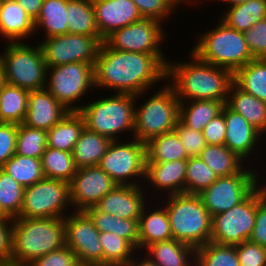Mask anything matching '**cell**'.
<instances>
[{
    "instance_id": "cell-1",
    "label": "cell",
    "mask_w": 266,
    "mask_h": 266,
    "mask_svg": "<svg viewBox=\"0 0 266 266\" xmlns=\"http://www.w3.org/2000/svg\"><path fill=\"white\" fill-rule=\"evenodd\" d=\"M168 61L165 55L111 49L102 42L94 65L95 87L146 94L157 82L167 80Z\"/></svg>"
},
{
    "instance_id": "cell-2",
    "label": "cell",
    "mask_w": 266,
    "mask_h": 266,
    "mask_svg": "<svg viewBox=\"0 0 266 266\" xmlns=\"http://www.w3.org/2000/svg\"><path fill=\"white\" fill-rule=\"evenodd\" d=\"M190 55L192 59L188 62L169 60L167 63V81L176 97L179 101L216 100L226 104L233 73L201 61L192 52Z\"/></svg>"
},
{
    "instance_id": "cell-3",
    "label": "cell",
    "mask_w": 266,
    "mask_h": 266,
    "mask_svg": "<svg viewBox=\"0 0 266 266\" xmlns=\"http://www.w3.org/2000/svg\"><path fill=\"white\" fill-rule=\"evenodd\" d=\"M65 245L64 218H13L11 266H27Z\"/></svg>"
},
{
    "instance_id": "cell-4",
    "label": "cell",
    "mask_w": 266,
    "mask_h": 266,
    "mask_svg": "<svg viewBox=\"0 0 266 266\" xmlns=\"http://www.w3.org/2000/svg\"><path fill=\"white\" fill-rule=\"evenodd\" d=\"M141 95L115 93L110 97L98 98L91 103H83L78 111L84 118L85 127L93 132L110 138L112 141L120 140L119 135L130 132L134 138V122L136 101ZM138 98V99H137ZM132 132V133H131ZM118 135V136H117Z\"/></svg>"
},
{
    "instance_id": "cell-5",
    "label": "cell",
    "mask_w": 266,
    "mask_h": 266,
    "mask_svg": "<svg viewBox=\"0 0 266 266\" xmlns=\"http://www.w3.org/2000/svg\"><path fill=\"white\" fill-rule=\"evenodd\" d=\"M162 201L166 203L173 239L195 249L211 242L212 217L198 195H169Z\"/></svg>"
},
{
    "instance_id": "cell-6",
    "label": "cell",
    "mask_w": 266,
    "mask_h": 266,
    "mask_svg": "<svg viewBox=\"0 0 266 266\" xmlns=\"http://www.w3.org/2000/svg\"><path fill=\"white\" fill-rule=\"evenodd\" d=\"M212 30L199 34L191 52L201 61L230 70L233 74L255 59L244 34L227 26L221 20Z\"/></svg>"
},
{
    "instance_id": "cell-7",
    "label": "cell",
    "mask_w": 266,
    "mask_h": 266,
    "mask_svg": "<svg viewBox=\"0 0 266 266\" xmlns=\"http://www.w3.org/2000/svg\"><path fill=\"white\" fill-rule=\"evenodd\" d=\"M23 42L5 43L0 54L4 82L27 91L43 89L48 67L42 48L40 44L34 46Z\"/></svg>"
},
{
    "instance_id": "cell-8",
    "label": "cell",
    "mask_w": 266,
    "mask_h": 266,
    "mask_svg": "<svg viewBox=\"0 0 266 266\" xmlns=\"http://www.w3.org/2000/svg\"><path fill=\"white\" fill-rule=\"evenodd\" d=\"M161 85L144 104L135 108L134 138L144 143L173 131L179 120L180 101L174 89L168 83Z\"/></svg>"
},
{
    "instance_id": "cell-9",
    "label": "cell",
    "mask_w": 266,
    "mask_h": 266,
    "mask_svg": "<svg viewBox=\"0 0 266 266\" xmlns=\"http://www.w3.org/2000/svg\"><path fill=\"white\" fill-rule=\"evenodd\" d=\"M94 65L76 62L48 67L45 88L67 110L79 111L81 97L87 96L88 90L95 89ZM74 103L77 104L72 106Z\"/></svg>"
},
{
    "instance_id": "cell-10",
    "label": "cell",
    "mask_w": 266,
    "mask_h": 266,
    "mask_svg": "<svg viewBox=\"0 0 266 266\" xmlns=\"http://www.w3.org/2000/svg\"><path fill=\"white\" fill-rule=\"evenodd\" d=\"M98 166L117 185L139 186L138 178L145 180L146 147L136 138L121 143L114 140L108 146ZM140 183V184H139Z\"/></svg>"
},
{
    "instance_id": "cell-11",
    "label": "cell",
    "mask_w": 266,
    "mask_h": 266,
    "mask_svg": "<svg viewBox=\"0 0 266 266\" xmlns=\"http://www.w3.org/2000/svg\"><path fill=\"white\" fill-rule=\"evenodd\" d=\"M70 206L69 183L43 178L24 189L22 208L16 218H64Z\"/></svg>"
},
{
    "instance_id": "cell-12",
    "label": "cell",
    "mask_w": 266,
    "mask_h": 266,
    "mask_svg": "<svg viewBox=\"0 0 266 266\" xmlns=\"http://www.w3.org/2000/svg\"><path fill=\"white\" fill-rule=\"evenodd\" d=\"M259 173L244 167L239 173L218 177L208 188L202 190L200 197L211 217L228 211L242 202L259 184Z\"/></svg>"
},
{
    "instance_id": "cell-13",
    "label": "cell",
    "mask_w": 266,
    "mask_h": 266,
    "mask_svg": "<svg viewBox=\"0 0 266 266\" xmlns=\"http://www.w3.org/2000/svg\"><path fill=\"white\" fill-rule=\"evenodd\" d=\"M257 187L232 209L212 217L211 242L235 246L250 239L255 225Z\"/></svg>"
},
{
    "instance_id": "cell-14",
    "label": "cell",
    "mask_w": 266,
    "mask_h": 266,
    "mask_svg": "<svg viewBox=\"0 0 266 266\" xmlns=\"http://www.w3.org/2000/svg\"><path fill=\"white\" fill-rule=\"evenodd\" d=\"M162 26L154 18L141 17L135 23L113 31L104 39V43L116 50L165 55L161 46L167 36Z\"/></svg>"
},
{
    "instance_id": "cell-15",
    "label": "cell",
    "mask_w": 266,
    "mask_h": 266,
    "mask_svg": "<svg viewBox=\"0 0 266 266\" xmlns=\"http://www.w3.org/2000/svg\"><path fill=\"white\" fill-rule=\"evenodd\" d=\"M40 42L47 67L84 62L95 63L104 40L100 36L64 34Z\"/></svg>"
},
{
    "instance_id": "cell-16",
    "label": "cell",
    "mask_w": 266,
    "mask_h": 266,
    "mask_svg": "<svg viewBox=\"0 0 266 266\" xmlns=\"http://www.w3.org/2000/svg\"><path fill=\"white\" fill-rule=\"evenodd\" d=\"M64 217L66 246L76 255L78 263L103 266L100 231L84 211H71Z\"/></svg>"
},
{
    "instance_id": "cell-17",
    "label": "cell",
    "mask_w": 266,
    "mask_h": 266,
    "mask_svg": "<svg viewBox=\"0 0 266 266\" xmlns=\"http://www.w3.org/2000/svg\"><path fill=\"white\" fill-rule=\"evenodd\" d=\"M117 183L110 178L99 166L78 168L75 175L69 182L70 207L73 211H84L96 204L111 190Z\"/></svg>"
},
{
    "instance_id": "cell-18",
    "label": "cell",
    "mask_w": 266,
    "mask_h": 266,
    "mask_svg": "<svg viewBox=\"0 0 266 266\" xmlns=\"http://www.w3.org/2000/svg\"><path fill=\"white\" fill-rule=\"evenodd\" d=\"M141 186L117 185L95 207L101 212L118 216L121 219L139 220L144 206H150L146 198L148 197L146 196L147 189Z\"/></svg>"
},
{
    "instance_id": "cell-19",
    "label": "cell",
    "mask_w": 266,
    "mask_h": 266,
    "mask_svg": "<svg viewBox=\"0 0 266 266\" xmlns=\"http://www.w3.org/2000/svg\"><path fill=\"white\" fill-rule=\"evenodd\" d=\"M99 35L104 40L142 17L132 0H92Z\"/></svg>"
},
{
    "instance_id": "cell-20",
    "label": "cell",
    "mask_w": 266,
    "mask_h": 266,
    "mask_svg": "<svg viewBox=\"0 0 266 266\" xmlns=\"http://www.w3.org/2000/svg\"><path fill=\"white\" fill-rule=\"evenodd\" d=\"M224 119L226 122L224 145L250 165L249 158H252L250 155L252 156L255 146L259 145V140L262 141V133L226 104L224 105Z\"/></svg>"
},
{
    "instance_id": "cell-21",
    "label": "cell",
    "mask_w": 266,
    "mask_h": 266,
    "mask_svg": "<svg viewBox=\"0 0 266 266\" xmlns=\"http://www.w3.org/2000/svg\"><path fill=\"white\" fill-rule=\"evenodd\" d=\"M67 110L46 88L29 91L28 109L24 125L49 130L67 113Z\"/></svg>"
},
{
    "instance_id": "cell-22",
    "label": "cell",
    "mask_w": 266,
    "mask_h": 266,
    "mask_svg": "<svg viewBox=\"0 0 266 266\" xmlns=\"http://www.w3.org/2000/svg\"><path fill=\"white\" fill-rule=\"evenodd\" d=\"M188 159L170 162H146L145 178L153 190L166 196L185 193V176ZM151 182V183H150ZM152 186V187H151ZM162 190V191H161Z\"/></svg>"
},
{
    "instance_id": "cell-23",
    "label": "cell",
    "mask_w": 266,
    "mask_h": 266,
    "mask_svg": "<svg viewBox=\"0 0 266 266\" xmlns=\"http://www.w3.org/2000/svg\"><path fill=\"white\" fill-rule=\"evenodd\" d=\"M158 205H156L154 210L145 205L139 217L138 250L141 253V249L144 251L147 246L154 242L173 239L168 212L164 205H161V208Z\"/></svg>"
},
{
    "instance_id": "cell-24",
    "label": "cell",
    "mask_w": 266,
    "mask_h": 266,
    "mask_svg": "<svg viewBox=\"0 0 266 266\" xmlns=\"http://www.w3.org/2000/svg\"><path fill=\"white\" fill-rule=\"evenodd\" d=\"M32 33V34H31ZM35 34L34 21L16 0H2L0 4V35L7 42L21 40Z\"/></svg>"
},
{
    "instance_id": "cell-25",
    "label": "cell",
    "mask_w": 266,
    "mask_h": 266,
    "mask_svg": "<svg viewBox=\"0 0 266 266\" xmlns=\"http://www.w3.org/2000/svg\"><path fill=\"white\" fill-rule=\"evenodd\" d=\"M144 250L157 266H195L196 249L175 239L154 242Z\"/></svg>"
},
{
    "instance_id": "cell-26",
    "label": "cell",
    "mask_w": 266,
    "mask_h": 266,
    "mask_svg": "<svg viewBox=\"0 0 266 266\" xmlns=\"http://www.w3.org/2000/svg\"><path fill=\"white\" fill-rule=\"evenodd\" d=\"M226 105L242 115L251 125L266 135V102L245 93L234 83L230 86Z\"/></svg>"
},
{
    "instance_id": "cell-27",
    "label": "cell",
    "mask_w": 266,
    "mask_h": 266,
    "mask_svg": "<svg viewBox=\"0 0 266 266\" xmlns=\"http://www.w3.org/2000/svg\"><path fill=\"white\" fill-rule=\"evenodd\" d=\"M84 127L83 116L78 111H69L56 125L47 130V147L73 152Z\"/></svg>"
},
{
    "instance_id": "cell-28",
    "label": "cell",
    "mask_w": 266,
    "mask_h": 266,
    "mask_svg": "<svg viewBox=\"0 0 266 266\" xmlns=\"http://www.w3.org/2000/svg\"><path fill=\"white\" fill-rule=\"evenodd\" d=\"M111 142L110 138L84 127L72 152L76 167L98 166Z\"/></svg>"
},
{
    "instance_id": "cell-29",
    "label": "cell",
    "mask_w": 266,
    "mask_h": 266,
    "mask_svg": "<svg viewBox=\"0 0 266 266\" xmlns=\"http://www.w3.org/2000/svg\"><path fill=\"white\" fill-rule=\"evenodd\" d=\"M225 104L216 100L180 101L179 120L192 130L202 132L221 113Z\"/></svg>"
},
{
    "instance_id": "cell-30",
    "label": "cell",
    "mask_w": 266,
    "mask_h": 266,
    "mask_svg": "<svg viewBox=\"0 0 266 266\" xmlns=\"http://www.w3.org/2000/svg\"><path fill=\"white\" fill-rule=\"evenodd\" d=\"M67 2L43 0L39 16L34 22L35 34L39 29H43L45 38L68 34Z\"/></svg>"
},
{
    "instance_id": "cell-31",
    "label": "cell",
    "mask_w": 266,
    "mask_h": 266,
    "mask_svg": "<svg viewBox=\"0 0 266 266\" xmlns=\"http://www.w3.org/2000/svg\"><path fill=\"white\" fill-rule=\"evenodd\" d=\"M220 17L227 26L244 33L258 21L266 18V0H248L226 7Z\"/></svg>"
},
{
    "instance_id": "cell-32",
    "label": "cell",
    "mask_w": 266,
    "mask_h": 266,
    "mask_svg": "<svg viewBox=\"0 0 266 266\" xmlns=\"http://www.w3.org/2000/svg\"><path fill=\"white\" fill-rule=\"evenodd\" d=\"M29 91L4 83L0 89V123H24Z\"/></svg>"
},
{
    "instance_id": "cell-33",
    "label": "cell",
    "mask_w": 266,
    "mask_h": 266,
    "mask_svg": "<svg viewBox=\"0 0 266 266\" xmlns=\"http://www.w3.org/2000/svg\"><path fill=\"white\" fill-rule=\"evenodd\" d=\"M233 83L245 93L266 102V61L253 59L233 74Z\"/></svg>"
},
{
    "instance_id": "cell-34",
    "label": "cell",
    "mask_w": 266,
    "mask_h": 266,
    "mask_svg": "<svg viewBox=\"0 0 266 266\" xmlns=\"http://www.w3.org/2000/svg\"><path fill=\"white\" fill-rule=\"evenodd\" d=\"M145 147L146 162H170L189 158L175 130L148 140Z\"/></svg>"
},
{
    "instance_id": "cell-35",
    "label": "cell",
    "mask_w": 266,
    "mask_h": 266,
    "mask_svg": "<svg viewBox=\"0 0 266 266\" xmlns=\"http://www.w3.org/2000/svg\"><path fill=\"white\" fill-rule=\"evenodd\" d=\"M199 157L218 177L237 174L247 166L243 159L225 145L207 144Z\"/></svg>"
},
{
    "instance_id": "cell-36",
    "label": "cell",
    "mask_w": 266,
    "mask_h": 266,
    "mask_svg": "<svg viewBox=\"0 0 266 266\" xmlns=\"http://www.w3.org/2000/svg\"><path fill=\"white\" fill-rule=\"evenodd\" d=\"M66 12L68 33L100 36L92 0H68Z\"/></svg>"
},
{
    "instance_id": "cell-37",
    "label": "cell",
    "mask_w": 266,
    "mask_h": 266,
    "mask_svg": "<svg viewBox=\"0 0 266 266\" xmlns=\"http://www.w3.org/2000/svg\"><path fill=\"white\" fill-rule=\"evenodd\" d=\"M45 178L70 182L77 172L73 153L47 147L41 157Z\"/></svg>"
},
{
    "instance_id": "cell-38",
    "label": "cell",
    "mask_w": 266,
    "mask_h": 266,
    "mask_svg": "<svg viewBox=\"0 0 266 266\" xmlns=\"http://www.w3.org/2000/svg\"><path fill=\"white\" fill-rule=\"evenodd\" d=\"M1 169L24 188L45 178L41 158L14 154Z\"/></svg>"
},
{
    "instance_id": "cell-39",
    "label": "cell",
    "mask_w": 266,
    "mask_h": 266,
    "mask_svg": "<svg viewBox=\"0 0 266 266\" xmlns=\"http://www.w3.org/2000/svg\"><path fill=\"white\" fill-rule=\"evenodd\" d=\"M103 266H125L138 251L128 240L112 232H100Z\"/></svg>"
},
{
    "instance_id": "cell-40",
    "label": "cell",
    "mask_w": 266,
    "mask_h": 266,
    "mask_svg": "<svg viewBox=\"0 0 266 266\" xmlns=\"http://www.w3.org/2000/svg\"><path fill=\"white\" fill-rule=\"evenodd\" d=\"M195 266H240L235 246L213 242L196 248Z\"/></svg>"
},
{
    "instance_id": "cell-41",
    "label": "cell",
    "mask_w": 266,
    "mask_h": 266,
    "mask_svg": "<svg viewBox=\"0 0 266 266\" xmlns=\"http://www.w3.org/2000/svg\"><path fill=\"white\" fill-rule=\"evenodd\" d=\"M24 189L0 168V210L5 216L13 219L20 215Z\"/></svg>"
},
{
    "instance_id": "cell-42",
    "label": "cell",
    "mask_w": 266,
    "mask_h": 266,
    "mask_svg": "<svg viewBox=\"0 0 266 266\" xmlns=\"http://www.w3.org/2000/svg\"><path fill=\"white\" fill-rule=\"evenodd\" d=\"M47 131L17 124L15 153L21 156L41 158L47 148Z\"/></svg>"
},
{
    "instance_id": "cell-43",
    "label": "cell",
    "mask_w": 266,
    "mask_h": 266,
    "mask_svg": "<svg viewBox=\"0 0 266 266\" xmlns=\"http://www.w3.org/2000/svg\"><path fill=\"white\" fill-rule=\"evenodd\" d=\"M218 176L200 157H189L185 176V193L198 195L211 186Z\"/></svg>"
},
{
    "instance_id": "cell-44",
    "label": "cell",
    "mask_w": 266,
    "mask_h": 266,
    "mask_svg": "<svg viewBox=\"0 0 266 266\" xmlns=\"http://www.w3.org/2000/svg\"><path fill=\"white\" fill-rule=\"evenodd\" d=\"M257 186V210L250 241L266 247V182Z\"/></svg>"
},
{
    "instance_id": "cell-45",
    "label": "cell",
    "mask_w": 266,
    "mask_h": 266,
    "mask_svg": "<svg viewBox=\"0 0 266 266\" xmlns=\"http://www.w3.org/2000/svg\"><path fill=\"white\" fill-rule=\"evenodd\" d=\"M188 157H199L202 150L206 147V141L202 132L192 130L185 126L180 120L177 121L174 129Z\"/></svg>"
},
{
    "instance_id": "cell-46",
    "label": "cell",
    "mask_w": 266,
    "mask_h": 266,
    "mask_svg": "<svg viewBox=\"0 0 266 266\" xmlns=\"http://www.w3.org/2000/svg\"><path fill=\"white\" fill-rule=\"evenodd\" d=\"M235 248L240 266H266V247L246 240Z\"/></svg>"
},
{
    "instance_id": "cell-47",
    "label": "cell",
    "mask_w": 266,
    "mask_h": 266,
    "mask_svg": "<svg viewBox=\"0 0 266 266\" xmlns=\"http://www.w3.org/2000/svg\"><path fill=\"white\" fill-rule=\"evenodd\" d=\"M243 34L253 57L264 58L266 56V18L255 23Z\"/></svg>"
},
{
    "instance_id": "cell-48",
    "label": "cell",
    "mask_w": 266,
    "mask_h": 266,
    "mask_svg": "<svg viewBox=\"0 0 266 266\" xmlns=\"http://www.w3.org/2000/svg\"><path fill=\"white\" fill-rule=\"evenodd\" d=\"M75 253L66 245L42 257L34 259L27 266H76Z\"/></svg>"
},
{
    "instance_id": "cell-49",
    "label": "cell",
    "mask_w": 266,
    "mask_h": 266,
    "mask_svg": "<svg viewBox=\"0 0 266 266\" xmlns=\"http://www.w3.org/2000/svg\"><path fill=\"white\" fill-rule=\"evenodd\" d=\"M142 17H151L162 24L174 9L165 0H132Z\"/></svg>"
},
{
    "instance_id": "cell-50",
    "label": "cell",
    "mask_w": 266,
    "mask_h": 266,
    "mask_svg": "<svg viewBox=\"0 0 266 266\" xmlns=\"http://www.w3.org/2000/svg\"><path fill=\"white\" fill-rule=\"evenodd\" d=\"M17 124L0 123V168L15 154Z\"/></svg>"
},
{
    "instance_id": "cell-51",
    "label": "cell",
    "mask_w": 266,
    "mask_h": 266,
    "mask_svg": "<svg viewBox=\"0 0 266 266\" xmlns=\"http://www.w3.org/2000/svg\"><path fill=\"white\" fill-rule=\"evenodd\" d=\"M206 144L224 145L226 134V122L224 119V106L220 114L213 118L202 131Z\"/></svg>"
},
{
    "instance_id": "cell-52",
    "label": "cell",
    "mask_w": 266,
    "mask_h": 266,
    "mask_svg": "<svg viewBox=\"0 0 266 266\" xmlns=\"http://www.w3.org/2000/svg\"><path fill=\"white\" fill-rule=\"evenodd\" d=\"M13 219H0V266H11Z\"/></svg>"
},
{
    "instance_id": "cell-53",
    "label": "cell",
    "mask_w": 266,
    "mask_h": 266,
    "mask_svg": "<svg viewBox=\"0 0 266 266\" xmlns=\"http://www.w3.org/2000/svg\"><path fill=\"white\" fill-rule=\"evenodd\" d=\"M84 212L100 232H115L117 216L101 212L95 206L85 209Z\"/></svg>"
},
{
    "instance_id": "cell-54",
    "label": "cell",
    "mask_w": 266,
    "mask_h": 266,
    "mask_svg": "<svg viewBox=\"0 0 266 266\" xmlns=\"http://www.w3.org/2000/svg\"><path fill=\"white\" fill-rule=\"evenodd\" d=\"M114 233L128 240L138 250V220L121 219L117 216Z\"/></svg>"
},
{
    "instance_id": "cell-55",
    "label": "cell",
    "mask_w": 266,
    "mask_h": 266,
    "mask_svg": "<svg viewBox=\"0 0 266 266\" xmlns=\"http://www.w3.org/2000/svg\"><path fill=\"white\" fill-rule=\"evenodd\" d=\"M26 11L27 15L35 22L39 16L43 0H16Z\"/></svg>"
},
{
    "instance_id": "cell-56",
    "label": "cell",
    "mask_w": 266,
    "mask_h": 266,
    "mask_svg": "<svg viewBox=\"0 0 266 266\" xmlns=\"http://www.w3.org/2000/svg\"><path fill=\"white\" fill-rule=\"evenodd\" d=\"M143 254L145 255L143 256L145 259H142V257L140 259H134L132 257L125 266H157L156 263L147 254H145V252H143Z\"/></svg>"
},
{
    "instance_id": "cell-57",
    "label": "cell",
    "mask_w": 266,
    "mask_h": 266,
    "mask_svg": "<svg viewBox=\"0 0 266 266\" xmlns=\"http://www.w3.org/2000/svg\"><path fill=\"white\" fill-rule=\"evenodd\" d=\"M246 1H248V0H221V3L224 2V3L228 4L227 7H232L234 5L245 3Z\"/></svg>"
},
{
    "instance_id": "cell-58",
    "label": "cell",
    "mask_w": 266,
    "mask_h": 266,
    "mask_svg": "<svg viewBox=\"0 0 266 266\" xmlns=\"http://www.w3.org/2000/svg\"><path fill=\"white\" fill-rule=\"evenodd\" d=\"M165 1L175 10H176L177 7L179 8L178 5L184 4L183 0H165Z\"/></svg>"
},
{
    "instance_id": "cell-59",
    "label": "cell",
    "mask_w": 266,
    "mask_h": 266,
    "mask_svg": "<svg viewBox=\"0 0 266 266\" xmlns=\"http://www.w3.org/2000/svg\"><path fill=\"white\" fill-rule=\"evenodd\" d=\"M4 75H3V69H2V65L0 63V89H1V86L4 84Z\"/></svg>"
},
{
    "instance_id": "cell-60",
    "label": "cell",
    "mask_w": 266,
    "mask_h": 266,
    "mask_svg": "<svg viewBox=\"0 0 266 266\" xmlns=\"http://www.w3.org/2000/svg\"><path fill=\"white\" fill-rule=\"evenodd\" d=\"M184 2H185V4H186V2H187V4H189V5H191L190 3H197V2H199L200 1V3H201V0H183ZM189 2V3H188Z\"/></svg>"
},
{
    "instance_id": "cell-61",
    "label": "cell",
    "mask_w": 266,
    "mask_h": 266,
    "mask_svg": "<svg viewBox=\"0 0 266 266\" xmlns=\"http://www.w3.org/2000/svg\"><path fill=\"white\" fill-rule=\"evenodd\" d=\"M0 219H12V218L5 216L0 210Z\"/></svg>"
},
{
    "instance_id": "cell-62",
    "label": "cell",
    "mask_w": 266,
    "mask_h": 266,
    "mask_svg": "<svg viewBox=\"0 0 266 266\" xmlns=\"http://www.w3.org/2000/svg\"><path fill=\"white\" fill-rule=\"evenodd\" d=\"M76 266H92V265L83 264V263H78Z\"/></svg>"
}]
</instances>
